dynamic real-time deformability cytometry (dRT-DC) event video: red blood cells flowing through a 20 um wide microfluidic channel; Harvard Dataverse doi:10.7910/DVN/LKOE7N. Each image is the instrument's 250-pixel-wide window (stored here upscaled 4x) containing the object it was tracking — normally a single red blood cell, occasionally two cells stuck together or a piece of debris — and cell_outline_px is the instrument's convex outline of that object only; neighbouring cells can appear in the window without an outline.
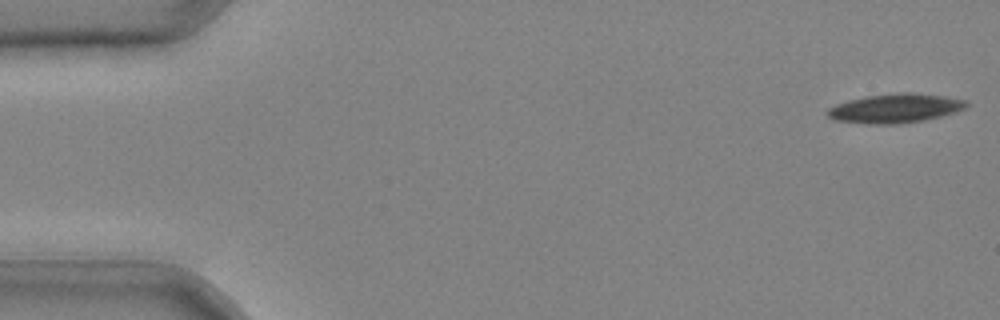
{"species": "common noctule bat (a hibernating species)", "species_latin": "Nyctalus noctula", "temperature_condition": "cold", "stored_images_in_passage": 9, "camera_frame_rate_fps": 3000, "um_per_image_px": 0.085, "animal": {"sex": "male", "body_mass_g": 20.4}, "frame": {"image": 1, "passage_image": 1, "time_ms": 0.0, "image_size_px": [1000, 320], "cell_outline_px": [[968, 104], [964, 108], [956, 112], [924, 120], [900, 124], [864, 124], [836, 120], [828, 116], [824, 112], [828, 108], [836, 104], [848, 100], [868, 96], [900, 92], [912, 92], [944, 96], [968, 100]], "centroid_in_image_um": [76.08, 9.21], "position_along_channel_um": 8.9, "area_um2": 23.7}}